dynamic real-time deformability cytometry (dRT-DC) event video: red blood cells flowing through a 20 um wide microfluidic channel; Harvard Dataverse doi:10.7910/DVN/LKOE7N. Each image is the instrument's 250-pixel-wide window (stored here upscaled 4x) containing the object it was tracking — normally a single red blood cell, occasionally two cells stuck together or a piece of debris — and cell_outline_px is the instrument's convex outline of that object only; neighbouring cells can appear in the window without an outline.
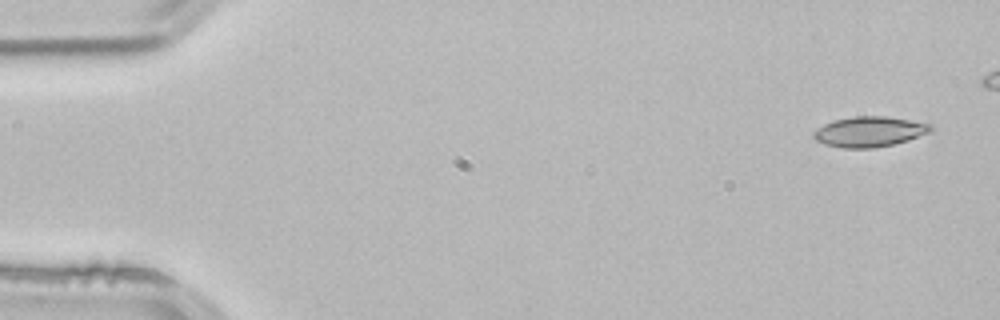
{"species": "common noctule bat (a hibernating species)", "species_latin": "Nyctalus noctula", "temperature_condition": "room temperature", "stored_images_in_passage": 4, "camera_frame_rate_fps": 3000, "um_per_image_px": 0.085, "animal": {"sex": "male", "body_mass_g": 21.5, "forearm_length_mm": 52.0}, "frame": {"image": 1, "passage_image": 1, "time_ms": 0.0, "image_size_px": [1000, 320], "cell_outline_px": [[932, 132], [908, 140], [892, 144], [872, 148], [840, 148], [824, 144], [816, 140], [812, 136], [812, 132], [816, 128], [832, 120], [856, 116], [884, 116], [932, 124]], "centroid_in_image_um": [73.86, 11.19], "position_along_channel_um": 11.1, "area_um2": 20.75}}
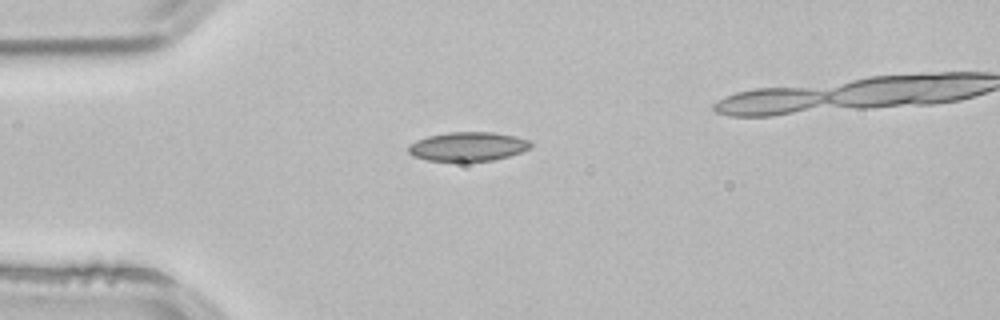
{"frame": {"image": 2, "passage_image": 3, "time_ms": 0.667, "image_size_px": [1000, 320], "cell_outline_px": [[532, 148], [508, 156], [492, 160], [428, 160], [412, 156], [408, 152], [408, 144], [416, 140], [428, 136], [448, 132], [492, 132], [512, 136], [528, 140], [532, 144]], "centroid_in_image_um": [39.74, 12.44], "position_along_channel_um": 45.3, "area_um2": 20.4}}